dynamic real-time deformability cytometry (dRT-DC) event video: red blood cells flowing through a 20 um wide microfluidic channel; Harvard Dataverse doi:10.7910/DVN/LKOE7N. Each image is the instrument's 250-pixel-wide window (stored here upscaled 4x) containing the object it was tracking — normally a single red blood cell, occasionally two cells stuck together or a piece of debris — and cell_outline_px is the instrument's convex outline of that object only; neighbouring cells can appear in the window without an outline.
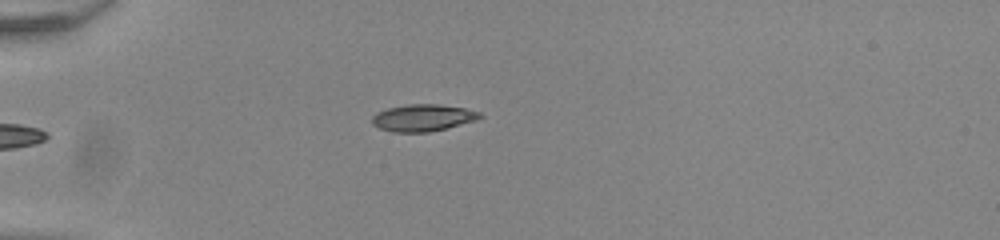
{"species": "common noctule bat (a hibernating species)", "species_latin": "Nyctalus noctula", "temperature_condition": "room temperature", "stored_images_in_passage": 34, "camera_frame_rate_fps": 3000, "um_per_image_px": 0.085, "animal": {"sex": "male", "body_mass_g": 20.0, "forearm_length_mm": 53.3}, "frame": {"image": 1, "passage_image": 1, "time_ms": 0.0, "image_size_px": [1000, 240], "cell_outline_px": [[484, 116], [476, 120], [448, 128], [428, 132], [392, 132], [380, 128], [372, 124], [372, 116], [376, 112], [388, 108], [408, 104], [436, 104], [464, 108], [480, 112]], "centroid_in_image_um": [35.94, 10.01], "position_along_channel_um": 49.1, "area_um2": 16.94}}
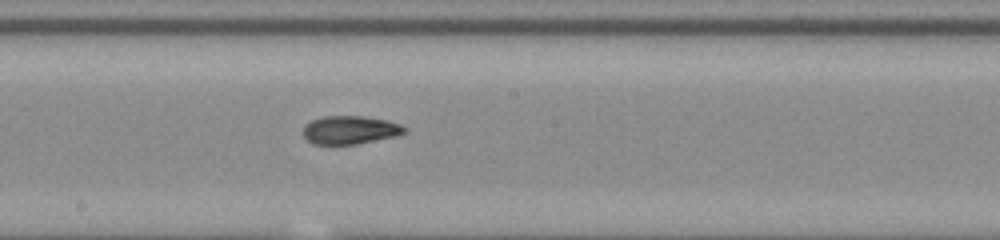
{"frame": {"image": 2, "passage_image": 16, "time_ms": 5.0, "image_size_px": [1000, 240], "cell_outline_px": [[408, 132], [396, 136], [356, 144], [312, 144], [304, 136], [304, 124], [312, 120], [324, 116], [364, 116], [388, 120], [400, 124], [408, 128]], "centroid_in_image_um": [29.79, 11.04], "position_along_channel_um": 218.4, "area_um2": 16.82}}
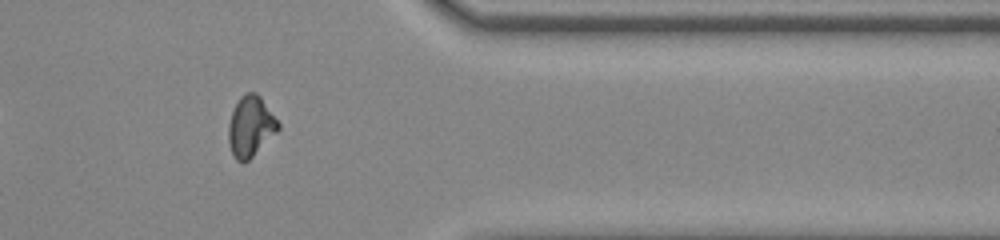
{"frame": {"image": 3, "passage_image": 30, "time_ms": 9.667, "image_size_px": [1000, 240], "cell_outline_px": [[280, 128], [244, 164], [236, 160], [232, 152], [228, 140], [228, 124], [232, 112], [240, 96], [248, 92], [256, 92], [260, 96], [280, 124]], "centroid_in_image_um": [21.28, 10.74], "position_along_channel_um": 390.1, "area_um2": 17.28}, "authors_computed_cell_mechanics": {"area_um2": 16.9065, "velocity_mm_per_s": 3.9093, "shape_relaxation_time_tau1_ms": null, "shape_relaxation_time_tau2_ms": 1.9831, "deformation_change_tau1": null, "deformation_change_tau2": 0.0781}}